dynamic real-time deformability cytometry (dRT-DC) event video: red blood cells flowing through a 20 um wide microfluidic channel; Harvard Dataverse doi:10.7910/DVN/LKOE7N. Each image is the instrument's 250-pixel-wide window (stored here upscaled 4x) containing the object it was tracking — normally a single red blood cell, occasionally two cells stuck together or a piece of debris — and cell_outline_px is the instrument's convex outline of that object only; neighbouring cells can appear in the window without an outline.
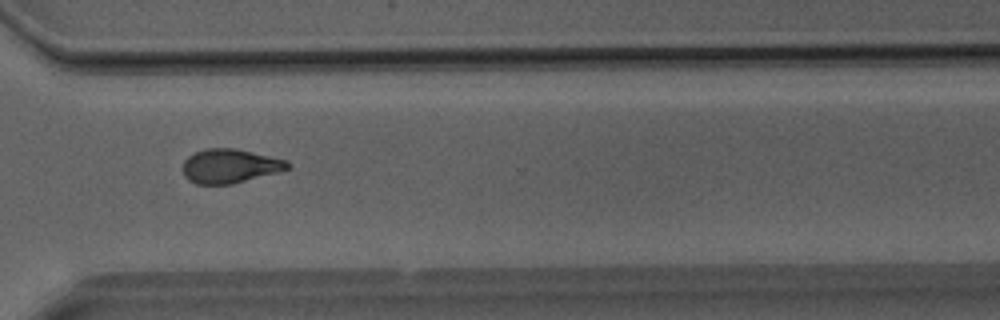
{"species": "Egyptian fruit bat (a non-hibernating species)", "species_latin": "Rousettus aegyptiacus", "temperature_condition": "room temperature", "stored_images_in_passage": 35, "camera_frame_rate_fps": 3000, "um_per_image_px": 0.085, "animal": {"sex": "male"}, "frame": {"image": 1, "passage_image": 29, "time_ms": 9.333, "image_size_px": [1000, 320], "cell_outline_px": [[292, 164], [288, 168], [276, 172], [232, 184], [196, 184], [188, 180], [184, 176], [184, 160], [188, 156], [204, 148], [236, 148], [288, 160]], "centroid_in_image_um": [19.53, 14.1], "position_along_channel_um": 351.1, "area_um2": 20.75}}
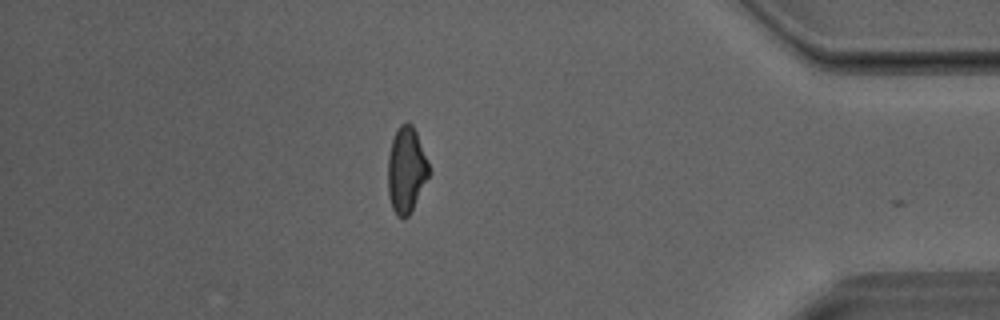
{"frame": {"image": 2, "passage_image": 34, "time_ms": 11.0, "image_size_px": [1000, 320], "cell_outline_px": [[432, 172], [408, 216], [396, 216], [392, 208], [388, 196], [388, 156], [392, 140], [400, 124], [408, 120], [412, 124], [416, 132], [428, 160]], "centroid_in_image_um": [34.55, 14.42], "position_along_channel_um": 400.6, "area_um2": 20.69}}